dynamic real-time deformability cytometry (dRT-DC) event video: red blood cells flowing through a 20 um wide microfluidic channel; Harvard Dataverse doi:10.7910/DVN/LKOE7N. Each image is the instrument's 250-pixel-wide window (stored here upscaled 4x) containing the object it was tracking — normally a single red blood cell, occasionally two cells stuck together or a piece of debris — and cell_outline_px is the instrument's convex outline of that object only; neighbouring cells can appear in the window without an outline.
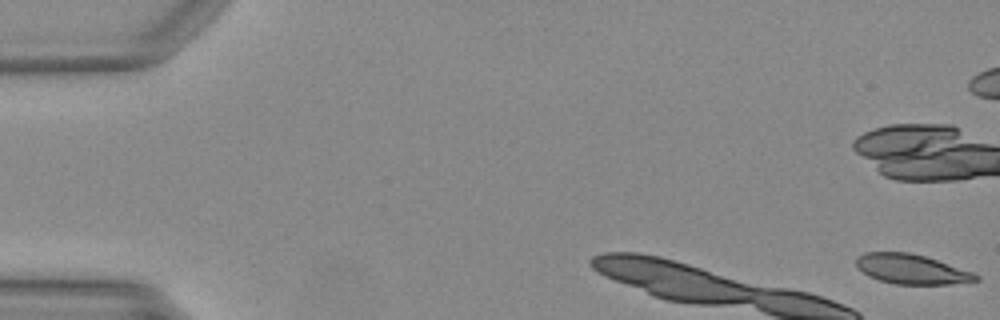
{"species": "Egyptian fruit bat (a non-hibernating species)", "species_latin": "Rousettus aegyptiacus", "temperature_condition": "warm", "stored_images_in_passage": 10, "camera_frame_rate_fps": 3000, "um_per_image_px": 0.085, "animal": {"sex": "female"}, "frame": {"image": 1, "passage_image": 1, "time_ms": 0.0, "image_size_px": [1000, 320], "cell_outline_px": [[980, 280], [948, 284], [896, 284], [880, 280], [868, 276], [856, 268], [856, 256], [864, 252], [908, 252], [924, 256], [972, 272], [980, 276]], "centroid_in_image_um": [77.42, 22.87], "position_along_channel_um": 7.6, "area_um2": 20.63}}